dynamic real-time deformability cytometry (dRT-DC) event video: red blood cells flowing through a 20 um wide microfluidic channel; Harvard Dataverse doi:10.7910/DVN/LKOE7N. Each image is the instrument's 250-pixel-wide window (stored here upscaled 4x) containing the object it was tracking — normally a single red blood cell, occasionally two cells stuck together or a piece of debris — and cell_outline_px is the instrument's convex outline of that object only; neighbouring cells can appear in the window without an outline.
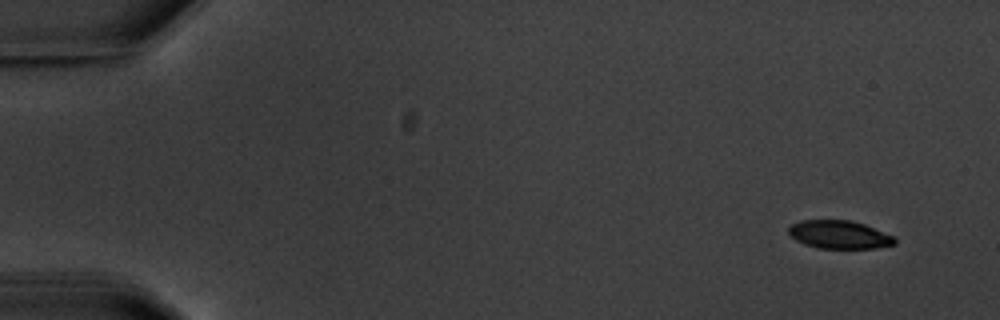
{"species": "common noctule bat (a hibernating species)", "species_latin": "Nyctalus noctula", "temperature_condition": "warm", "stored_images_in_passage": 4, "camera_frame_rate_fps": 3000, "um_per_image_px": 0.085, "animal": {"sex": "male", "body_mass_g": 20.1, "forearm_length_mm": 53.5}, "frame": {"image": 1, "passage_image": 1, "time_ms": 0.0, "image_size_px": [1000, 320], "cell_outline_px": [[896, 244], [876, 248], [816, 248], [804, 244], [796, 240], [788, 232], [788, 228], [792, 224], [800, 220], [848, 220], [864, 224], [896, 236]], "centroid_in_image_um": [71.36, 19.94], "position_along_channel_um": 13.6, "area_um2": 17.51}}
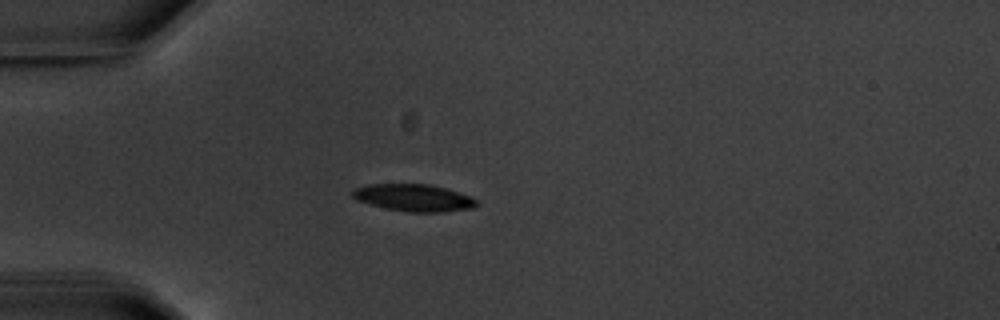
{"frame": {"image": 2, "passage_image": 4, "time_ms": 4.333, "image_size_px": [1000, 320], "cell_outline_px": [[480, 204], [472, 208], [440, 212], [408, 212], [384, 208], [368, 204], [356, 200], [352, 196], [352, 188], [368, 184], [432, 184], [472, 196]], "centroid_in_image_um": [35.15, 16.8], "position_along_channel_um": 49.9, "area_um2": 19.88}}